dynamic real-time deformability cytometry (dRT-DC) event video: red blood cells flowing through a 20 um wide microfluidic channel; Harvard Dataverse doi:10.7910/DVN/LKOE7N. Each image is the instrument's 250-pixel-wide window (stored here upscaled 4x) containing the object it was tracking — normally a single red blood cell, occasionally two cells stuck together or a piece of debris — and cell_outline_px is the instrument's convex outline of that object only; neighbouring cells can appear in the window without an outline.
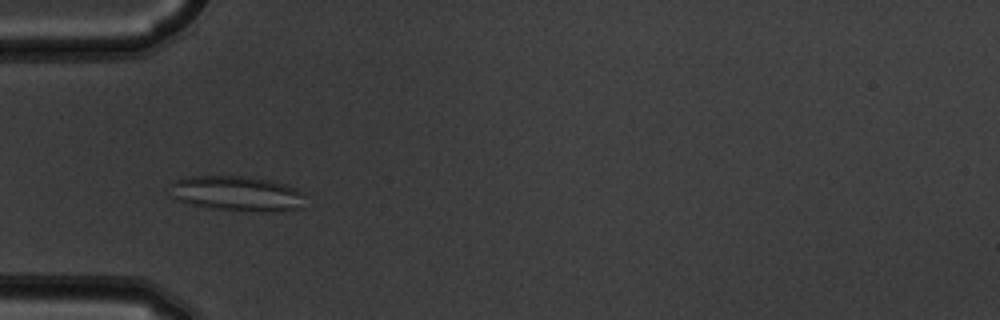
{"species": "common noctule bat (a hibernating species)", "species_latin": "Nyctalus noctula", "temperature_condition": "warm", "stored_images_in_passage": 7, "camera_frame_rate_fps": 3000, "um_per_image_px": 0.085, "animal": {"sex": "male", "body_mass_g": 19.5, "forearm_length_mm": 54.6}, "frame": {"image": 1, "passage_image": 5, "time_ms": 1.333, "image_size_px": [1000, 320], "cell_outline_px": [[304, 208], [284, 212], [260, 212], [204, 208], [168, 196], [168, 184], [172, 180], [188, 176], [252, 176], [272, 180], [296, 188], [304, 192]], "centroid_in_image_um": [20.14, 16.46], "position_along_channel_um": 64.9, "area_um2": 28.78}}
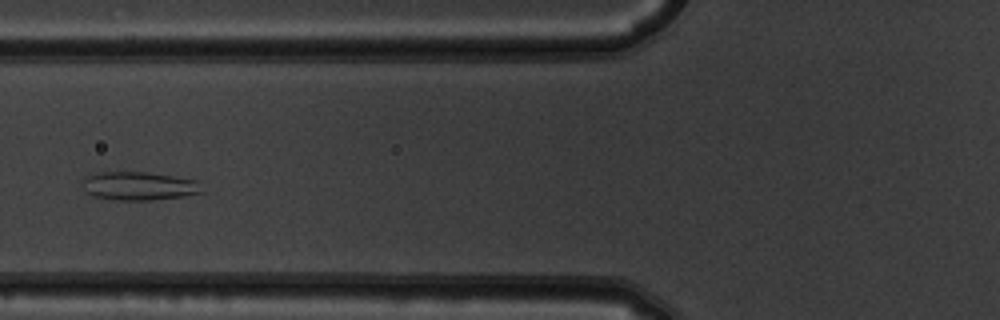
{"frame": {"image": 2, "passage_image": 6, "time_ms": 1.667, "image_size_px": [1000, 320], "cell_outline_px": [[204, 192], [184, 196], [152, 200], [116, 200], [92, 196], [84, 192], [80, 184], [84, 176], [96, 172], [148, 172], [196, 180]], "centroid_in_image_um": [11.72, 15.81], "position_along_channel_um": 114.1, "area_um2": 20.11}}